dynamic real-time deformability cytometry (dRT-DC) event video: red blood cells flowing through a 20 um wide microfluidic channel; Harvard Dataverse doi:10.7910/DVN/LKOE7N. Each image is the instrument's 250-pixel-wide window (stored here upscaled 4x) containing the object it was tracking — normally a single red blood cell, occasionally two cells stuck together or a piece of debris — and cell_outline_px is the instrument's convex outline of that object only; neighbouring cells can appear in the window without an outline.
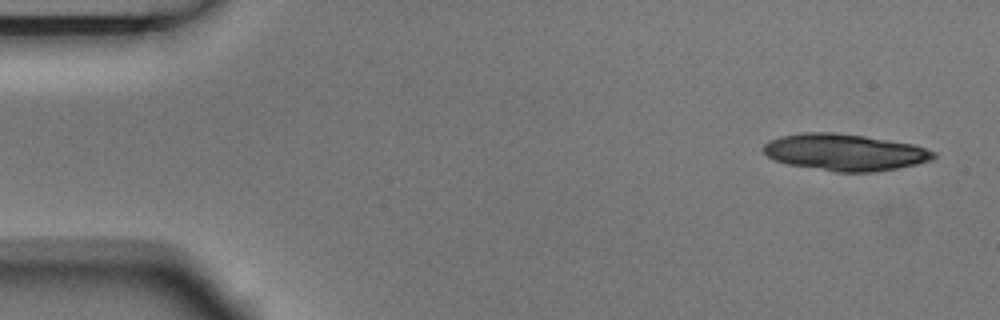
{"species": "Egyptian fruit bat (a non-hibernating species)", "species_latin": "Rousettus aegyptiacus", "temperature_condition": "room temperature", "stored_images_in_passage": 4, "camera_frame_rate_fps": 3000, "um_per_image_px": 0.085, "animal": {"sex": "male"}, "frame": {"image": 1, "passage_image": 1, "time_ms": 0.0, "image_size_px": [1000, 320], "cell_outline_px": [[936, 156], [932, 160], [916, 164], [896, 168], [872, 172], [836, 172], [788, 164], [776, 160], [768, 156], [764, 152], [764, 144], [768, 140], [780, 136], [800, 132], [836, 132], [864, 136], [912, 144], [936, 152]], "centroid_in_image_um": [71.79, 12.93], "position_along_channel_um": 13.2, "area_um2": 36.3}}